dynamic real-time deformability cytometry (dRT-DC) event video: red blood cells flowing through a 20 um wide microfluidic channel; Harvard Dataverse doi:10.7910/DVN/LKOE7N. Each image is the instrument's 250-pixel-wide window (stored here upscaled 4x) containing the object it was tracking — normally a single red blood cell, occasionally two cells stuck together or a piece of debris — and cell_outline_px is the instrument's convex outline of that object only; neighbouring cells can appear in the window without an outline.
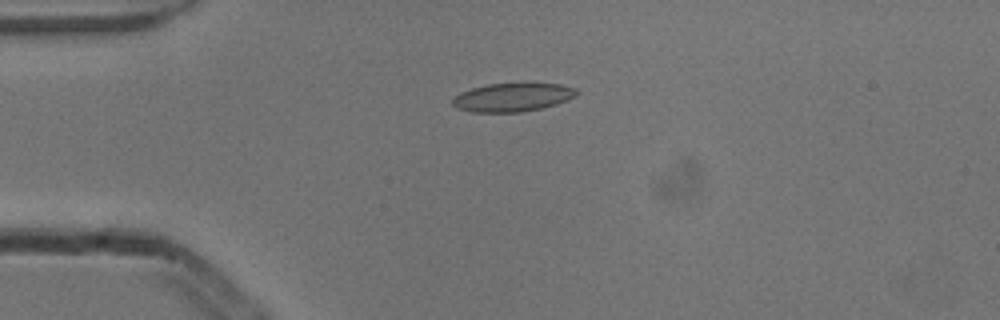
{"species": "common noctule bat (a hibernating species)", "species_latin": "Nyctalus noctula", "temperature_condition": "cold", "stored_images_in_passage": 7, "camera_frame_rate_fps": 3000, "um_per_image_px": 0.085, "animal": {"sex": "male", "body_mass_g": 13.3}, "frame": {"image": 1, "passage_image": 3, "time_ms": 0.667, "image_size_px": [1000, 320], "cell_outline_px": [[580, 92], [576, 96], [568, 100], [556, 104], [540, 108], [520, 112], [472, 112], [456, 108], [452, 104], [452, 100], [460, 92], [472, 88], [488, 84], [560, 84], [576, 88]], "centroid_in_image_um": [43.58, 8.28], "position_along_channel_um": 41.4, "area_um2": 20.46}}
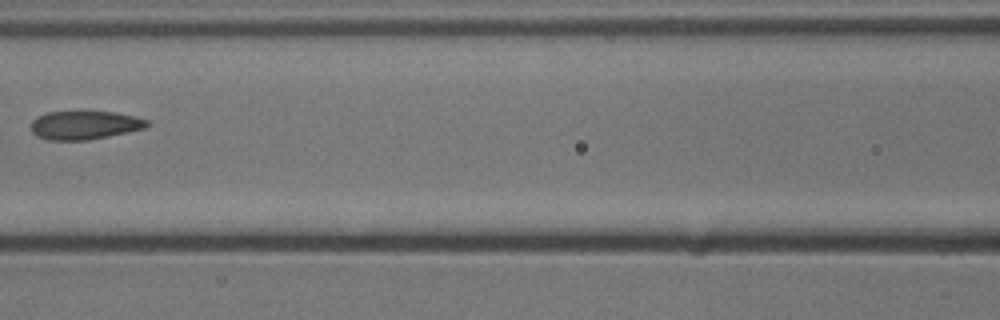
{"frame": {"image": 2, "passage_image": 6, "time_ms": 1.667, "image_size_px": [1000, 320], "cell_outline_px": [[148, 124], [144, 128], [128, 132], [88, 140], [48, 140], [36, 136], [32, 132], [32, 120], [48, 112], [80, 108], [84, 108], [116, 112], [148, 120]], "centroid_in_image_um": [7.17, 10.58], "position_along_channel_um": 159.4, "area_um2": 20.06}}
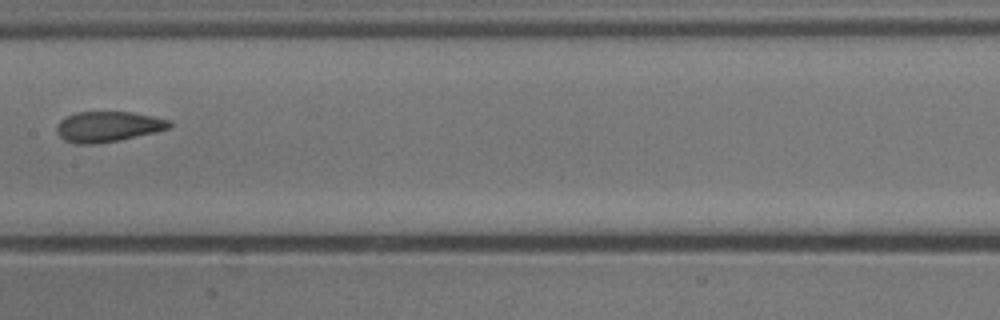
{"frame": {"image": 3, "passage_image": 7, "time_ms": 2.0, "image_size_px": [1000, 320], "cell_outline_px": [[172, 124], [168, 128], [156, 132], [120, 140], [92, 144], [76, 144], [64, 140], [56, 132], [56, 128], [60, 120], [76, 112], [132, 112], [172, 120]], "centroid_in_image_um": [9.18, 10.76], "position_along_channel_um": 198.2, "area_um2": 20.0}}